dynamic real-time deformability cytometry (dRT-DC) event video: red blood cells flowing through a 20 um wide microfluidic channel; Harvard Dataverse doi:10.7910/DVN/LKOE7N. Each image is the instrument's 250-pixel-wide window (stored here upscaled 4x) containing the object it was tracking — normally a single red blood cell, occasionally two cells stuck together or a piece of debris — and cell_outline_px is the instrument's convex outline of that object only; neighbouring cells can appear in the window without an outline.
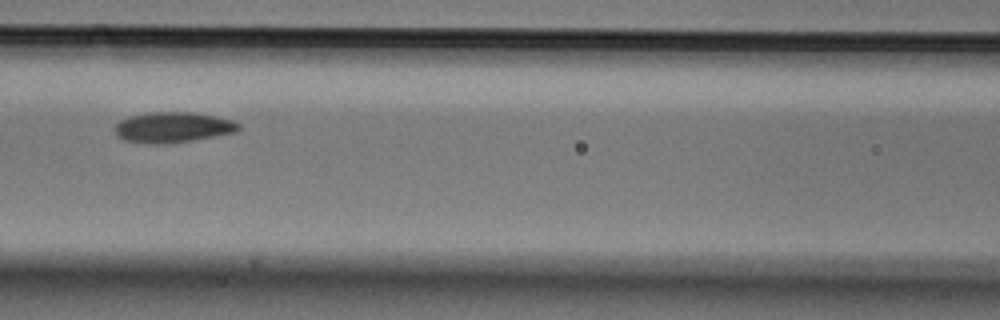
{"species": "Egyptian fruit bat (a non-hibernating species)", "species_latin": "Rousettus aegyptiacus", "temperature_condition": "cold", "stored_images_in_passage": 7, "camera_frame_rate_fps": 3000, "um_per_image_px": 0.085, "animal": {"sex": "male"}, "frame": {"image": 1, "passage_image": 6, "time_ms": 1.667, "image_size_px": [1000, 320], "cell_outline_px": [[240, 128], [236, 132], [192, 140], [164, 144], [148, 144], [124, 140], [116, 136], [116, 124], [120, 120], [128, 116], [148, 112], [196, 112], [216, 116], [232, 120], [240, 124]], "centroid_in_image_um": [14.68, 10.81], "position_along_channel_um": 151.9, "area_um2": 22.14}}
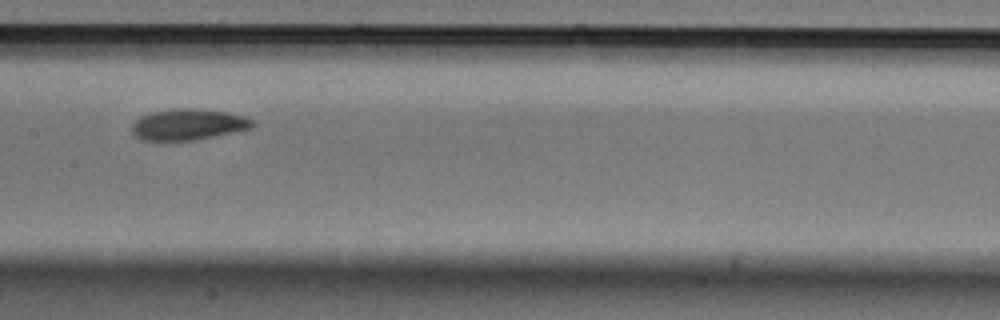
{"frame": {"image": 2, "passage_image": 7, "time_ms": 2.0, "image_size_px": [1000, 320], "cell_outline_px": [[256, 124], [252, 128], [192, 140], [140, 140], [132, 132], [132, 124], [140, 116], [152, 112], [172, 108], [200, 108], [228, 112], [244, 116], [252, 120]], "centroid_in_image_um": [15.99, 10.56], "position_along_channel_um": 191.4, "area_um2": 21.85}}